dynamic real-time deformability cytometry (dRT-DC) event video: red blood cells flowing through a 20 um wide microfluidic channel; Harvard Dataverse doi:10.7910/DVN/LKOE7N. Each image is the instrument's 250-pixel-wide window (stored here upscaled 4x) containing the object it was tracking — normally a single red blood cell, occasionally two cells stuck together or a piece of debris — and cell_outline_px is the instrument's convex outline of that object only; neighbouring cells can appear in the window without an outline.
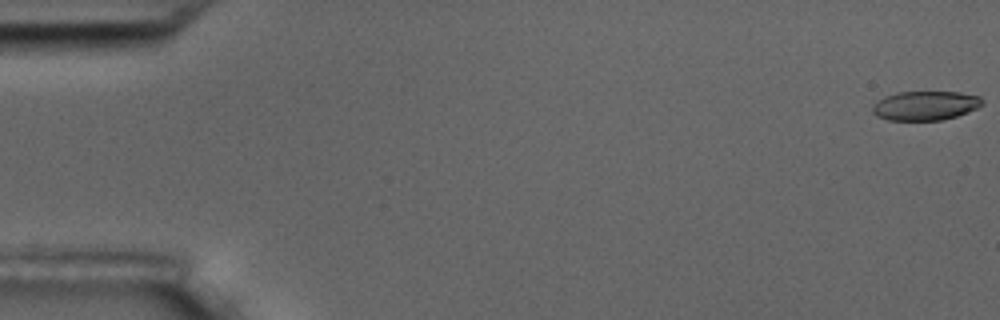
{"species": "common noctule bat (a hibernating species)", "species_latin": "Nyctalus noctula", "temperature_condition": "room temperature", "stored_images_in_passage": 56, "camera_frame_rate_fps": 3000, "um_per_image_px": 0.085, "animal": {"sex": "male", "body_mass_g": 17.5, "forearm_length_mm": 52.3}, "frame": {"image": 1, "passage_image": 1, "time_ms": 0.0, "image_size_px": [1000, 320], "cell_outline_px": [[984, 104], [968, 112], [956, 116], [940, 120], [888, 120], [876, 116], [872, 112], [872, 104], [884, 96], [896, 92], [960, 92], [980, 96]], "centroid_in_image_um": [78.62, 8.97], "position_along_channel_um": 6.4, "area_um2": 18.79}}
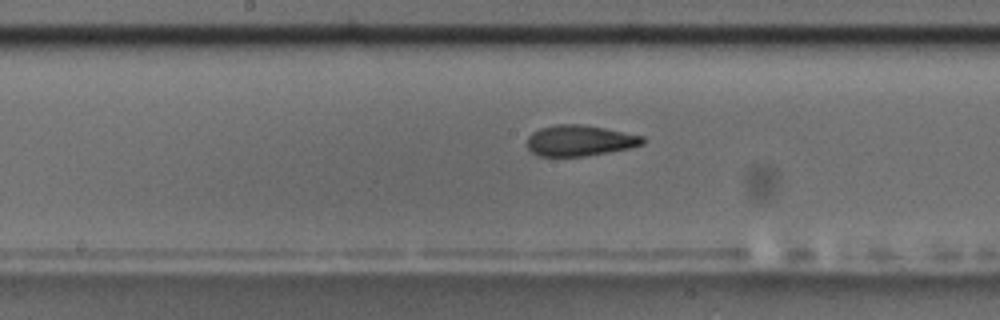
{"frame": {"image": 2, "passage_image": 29, "time_ms": 9.333, "image_size_px": [1000, 320], "cell_outline_px": [[644, 144], [632, 148], [584, 156], [536, 156], [528, 148], [528, 136], [532, 132], [540, 128], [556, 124], [580, 124], [604, 128], [644, 136]], "centroid_in_image_um": [49.28, 11.95], "position_along_channel_um": 198.9, "area_um2": 20.81}}
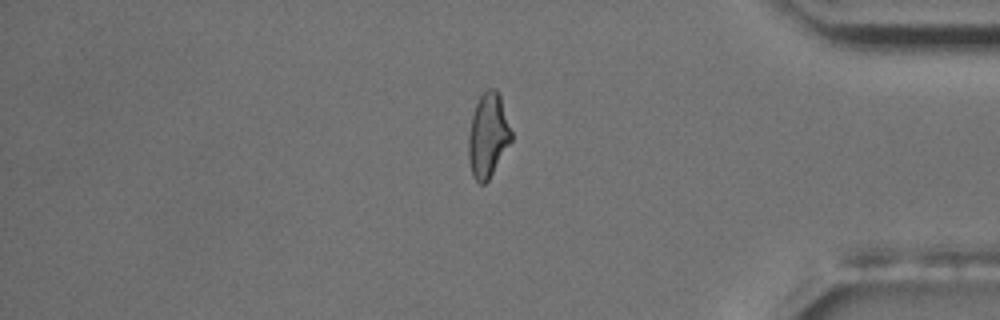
{"frame": {"image": 3, "passage_image": 47, "time_ms": 15.333, "image_size_px": [1000, 320], "cell_outline_px": [[512, 140], [488, 180], [484, 184], [480, 184], [472, 176], [468, 160], [468, 132], [472, 116], [476, 104], [480, 96], [488, 88], [496, 88], [500, 96], [512, 132]], "centroid_in_image_um": [41.47, 11.52], "position_along_channel_um": 393.7, "area_um2": 20.98}, "authors_computed_cell_mechanics": {"area_um2": 20.9525, "velocity_mm_per_s": 3.6845, "shape_relaxation_time_tau1_ms": 9.8754, "shape_relaxation_time_tau2_ms": 2.2913, "deformation_change_tau1": 0.2386, "deformation_change_tau2": 0.0941}}